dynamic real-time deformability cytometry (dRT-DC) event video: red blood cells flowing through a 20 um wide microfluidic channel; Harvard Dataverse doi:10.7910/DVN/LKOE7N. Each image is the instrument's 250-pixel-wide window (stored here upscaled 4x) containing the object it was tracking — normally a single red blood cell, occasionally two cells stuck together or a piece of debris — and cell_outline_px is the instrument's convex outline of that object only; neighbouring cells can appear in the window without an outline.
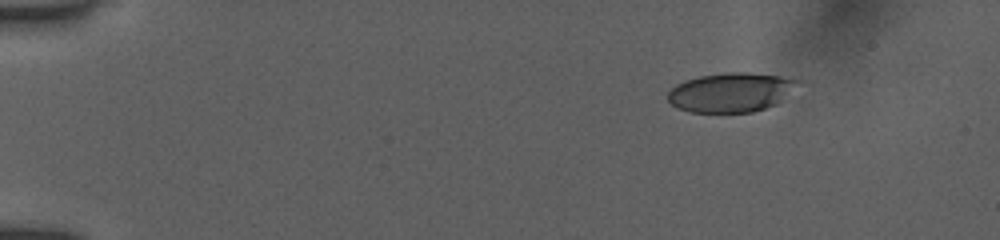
{"species": "human", "species_latin": "Homo sapiens", "temperature_condition": "room temperature", "stored_images_in_passage": 47, "camera_frame_rate_fps": 3000, "um_per_image_px": 0.085, "donor": {"sex": "female"}, "frame": {"image": 1, "passage_image": 1, "time_ms": 0.0, "image_size_px": [1000, 240], "cell_outline_px": [[808, 80], [776, 104], [752, 112], [692, 112], [676, 108], [668, 100], [668, 92], [676, 84], [684, 80], [700, 76], [728, 72], [748, 72]], "centroid_in_image_um": [62.2, 7.83], "position_along_channel_um": 22.8, "area_um2": 30.11}}
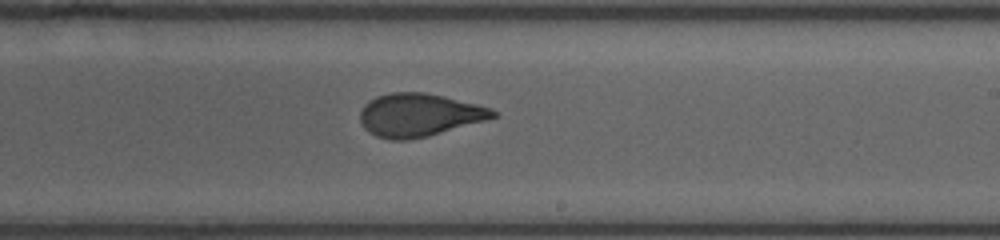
{"frame": {"image": 2, "passage_image": 27, "time_ms": 8.667, "image_size_px": [1000, 240], "cell_outline_px": [[500, 116], [428, 136], [408, 140], [392, 140], [376, 136], [368, 132], [364, 128], [360, 120], [360, 112], [364, 104], [368, 100], [376, 96], [392, 92], [424, 92], [444, 96], [492, 108]], "centroid_in_image_um": [35.6, 9.77], "position_along_channel_um": 253.4, "area_um2": 33.41}}
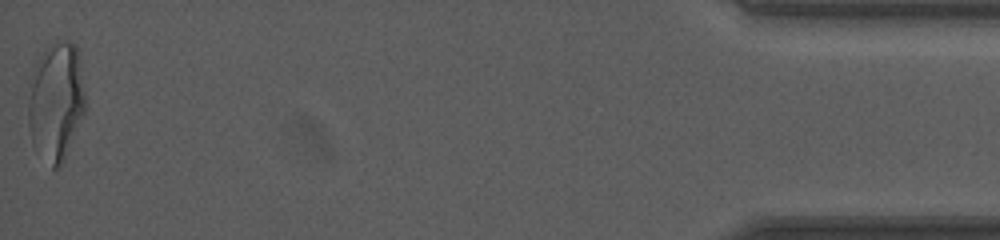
{"frame": {"image": 3, "passage_image": 47, "time_ms": 15.333, "image_size_px": [1000, 240], "cell_outline_px": [[88, 108], [64, 160], [60, 168], [52, 168], [32, 144], [28, 124], [28, 80], [32, 68], [36, 60], [48, 48], [60, 40], [72, 40], [76, 44], [80, 56]], "centroid_in_image_um": [4.79, 8.6], "position_along_channel_um": 430.4, "area_um2": 40.75}, "authors_computed_cell_mechanics": {"area_um2": 33.5818, "velocity_mm_per_s": 3.9222, "shape_relaxation_time_tau1_ms": 8.461, "shape_relaxation_time_tau2_ms": 1.0764, "deformation_change_tau1": 0.2463, "deformation_change_tau2": 0.0849}}